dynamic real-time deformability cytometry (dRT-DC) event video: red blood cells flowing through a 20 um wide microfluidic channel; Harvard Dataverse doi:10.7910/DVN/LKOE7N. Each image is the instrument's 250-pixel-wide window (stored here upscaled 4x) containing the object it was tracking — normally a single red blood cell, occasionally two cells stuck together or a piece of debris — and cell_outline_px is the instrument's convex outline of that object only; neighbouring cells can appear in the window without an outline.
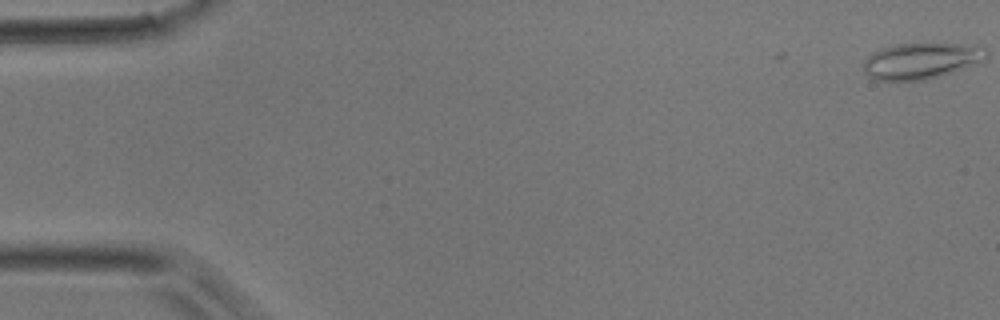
{"species": "common noctule bat (a hibernating species)", "species_latin": "Nyctalus noctula", "temperature_condition": "room temperature", "stored_images_in_passage": 41, "camera_frame_rate_fps": 3000, "um_per_image_px": 0.085, "animal": {"sex": "male", "body_mass_g": 17.9}, "frame": {"image": 1, "passage_image": 1, "time_ms": 0.0, "image_size_px": [1000, 320], "cell_outline_px": [[964, 60], [960, 64], [924, 76], [876, 76], [868, 64], [868, 60], [872, 56], [896, 48], [956, 48]], "centroid_in_image_um": [77.7, 5.23], "position_along_channel_um": 7.3, "area_um2": 15.78}}
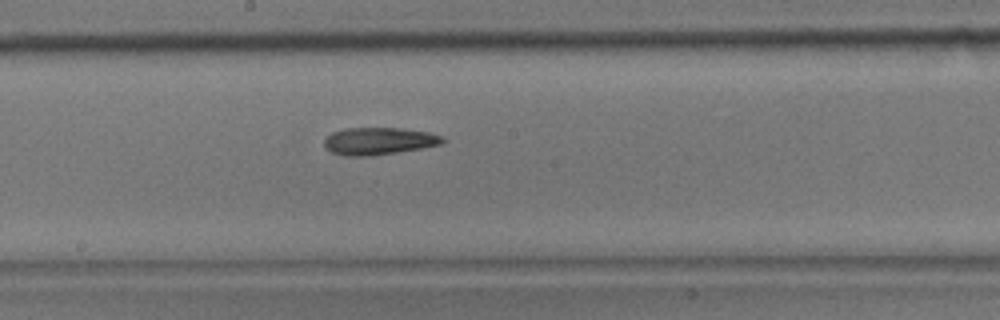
{"frame": {"image": 2, "passage_image": 24, "time_ms": 7.667, "image_size_px": [1000, 320], "cell_outline_px": [[444, 140], [440, 144], [420, 148], [392, 152], [332, 152], [324, 144], [324, 140], [328, 136], [336, 132], [352, 128], [392, 128], [424, 132], [440, 136]], "centroid_in_image_um": [32.26, 11.92], "position_along_channel_um": 215.9, "area_um2": 16.7}}
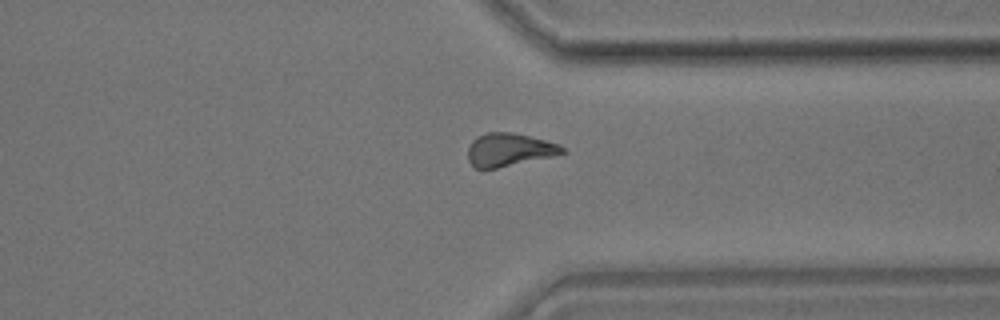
{"frame": {"image": 3, "passage_image": 34, "time_ms": 11.0, "image_size_px": [1000, 320], "cell_outline_px": [[564, 152], [548, 156], [496, 168], [476, 168], [468, 160], [468, 148], [480, 136], [488, 132], [508, 132], [528, 136], [544, 140], [556, 144], [564, 148]], "centroid_in_image_um": [43.23, 12.73], "position_along_channel_um": 368.2, "area_um2": 17.22}}